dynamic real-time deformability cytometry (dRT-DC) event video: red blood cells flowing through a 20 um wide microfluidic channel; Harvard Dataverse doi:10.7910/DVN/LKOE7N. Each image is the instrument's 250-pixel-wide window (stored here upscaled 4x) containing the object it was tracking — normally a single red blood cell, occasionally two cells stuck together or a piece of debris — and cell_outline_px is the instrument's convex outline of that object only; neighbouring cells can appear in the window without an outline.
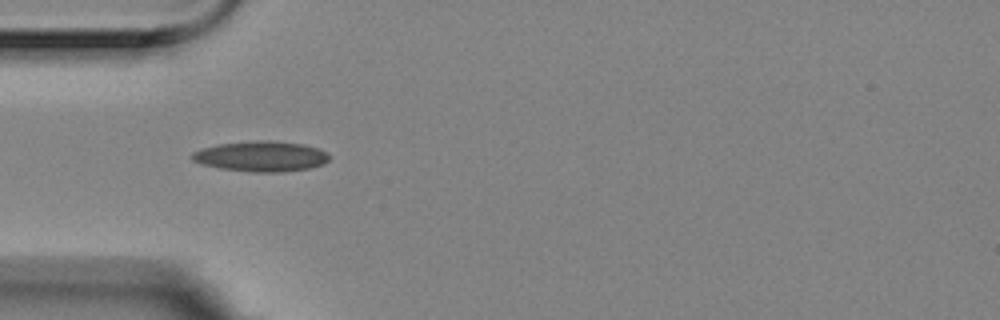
{"species": "Egyptian fruit bat (a non-hibernating species)", "species_latin": "Rousettus aegyptiacus", "temperature_condition": "room temperature", "stored_images_in_passage": 5, "camera_frame_rate_fps": 3000, "um_per_image_px": 0.085, "animal": {"sex": "female"}, "frame": {"image": 1, "passage_image": 4, "time_ms": 1.0, "image_size_px": [1000, 320], "cell_outline_px": [[328, 160], [324, 164], [308, 168], [284, 172], [252, 172], [220, 168], [200, 164], [192, 160], [192, 152], [200, 148], [216, 144], [256, 140], [268, 140], [304, 144], [316, 148], [324, 152], [328, 156]], "centroid_in_image_um": [22.13, 13.28], "position_along_channel_um": 62.9, "area_um2": 24.33}}
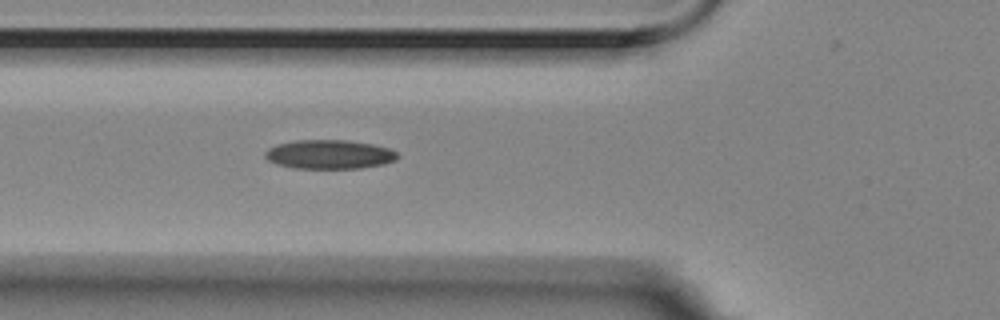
{"frame": {"image": 2, "passage_image": 5, "time_ms": 1.333, "image_size_px": [1000, 320], "cell_outline_px": [[400, 156], [396, 160], [384, 164], [360, 168], [292, 168], [276, 164], [268, 160], [264, 156], [264, 152], [268, 148], [276, 144], [296, 140], [348, 140], [372, 144], [388, 148], [396, 152]], "centroid_in_image_um": [27.97, 13.12], "position_along_channel_um": 97.8, "area_um2": 22.54}}